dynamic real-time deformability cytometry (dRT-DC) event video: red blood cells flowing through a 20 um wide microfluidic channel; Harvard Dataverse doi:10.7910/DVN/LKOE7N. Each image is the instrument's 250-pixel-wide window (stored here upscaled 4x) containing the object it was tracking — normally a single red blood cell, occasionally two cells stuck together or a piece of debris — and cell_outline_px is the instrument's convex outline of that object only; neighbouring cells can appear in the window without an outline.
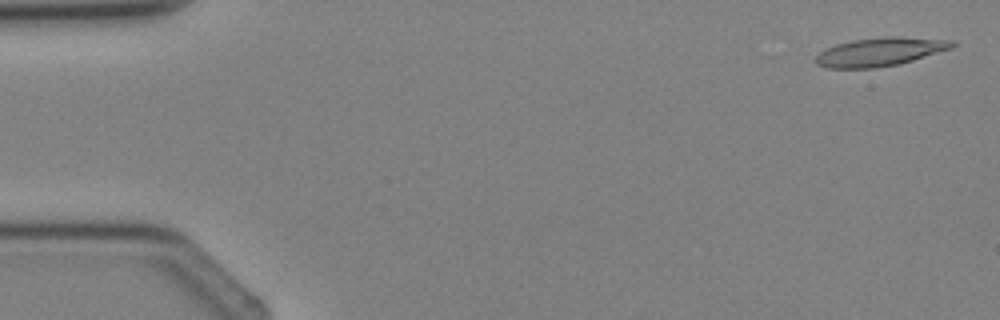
{"species": "Egyptian fruit bat (a non-hibernating species)", "species_latin": "Rousettus aegyptiacus", "temperature_condition": "cold", "stored_images_in_passage": 4, "camera_frame_rate_fps": 3000, "um_per_image_px": 0.085, "animal": {"sex": "female"}, "frame": {"image": 1, "passage_image": 1, "time_ms": 0.0, "image_size_px": [1000, 320], "cell_outline_px": [[956, 44], [952, 48], [900, 64], [872, 68], [828, 68], [816, 64], [816, 56], [824, 48], [836, 44], [852, 40], [956, 40]], "centroid_in_image_um": [74.69, 4.48], "position_along_channel_um": 10.3, "area_um2": 21.15}}